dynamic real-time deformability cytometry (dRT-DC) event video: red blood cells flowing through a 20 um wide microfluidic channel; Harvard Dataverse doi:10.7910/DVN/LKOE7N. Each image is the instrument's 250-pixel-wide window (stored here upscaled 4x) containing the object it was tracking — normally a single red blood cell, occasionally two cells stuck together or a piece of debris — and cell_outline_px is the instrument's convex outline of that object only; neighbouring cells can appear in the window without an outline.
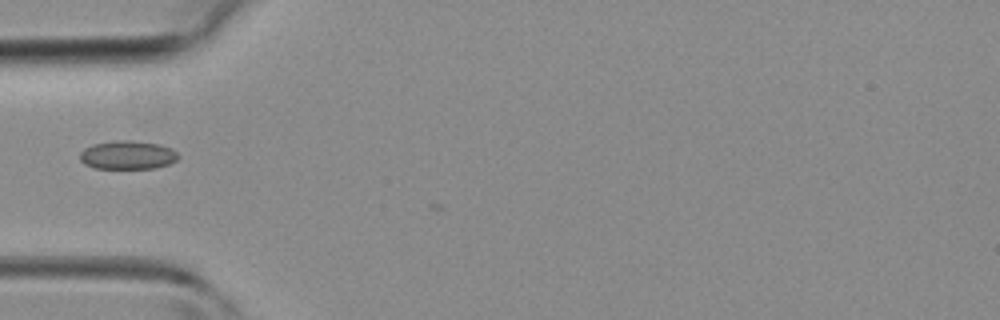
{"species": "common noctule bat (a hibernating species)", "species_latin": "Nyctalus noctula", "temperature_condition": "room temperature", "stored_images_in_passage": 6, "camera_frame_rate_fps": 3000, "um_per_image_px": 0.085, "animal": {"sex": "female", "body_mass_g": 19.3, "forearm_length_mm": 54.1}, "frame": {"image": 1, "passage_image": 5, "time_ms": 1.333, "image_size_px": [1000, 320], "cell_outline_px": [[180, 156], [176, 160], [168, 164], [156, 168], [92, 168], [84, 164], [80, 160], [80, 152], [84, 148], [92, 144], [116, 140], [132, 140], [160, 144], [172, 148]], "centroid_in_image_um": [10.84, 13.17], "position_along_channel_um": 74.2, "area_um2": 16.53}}